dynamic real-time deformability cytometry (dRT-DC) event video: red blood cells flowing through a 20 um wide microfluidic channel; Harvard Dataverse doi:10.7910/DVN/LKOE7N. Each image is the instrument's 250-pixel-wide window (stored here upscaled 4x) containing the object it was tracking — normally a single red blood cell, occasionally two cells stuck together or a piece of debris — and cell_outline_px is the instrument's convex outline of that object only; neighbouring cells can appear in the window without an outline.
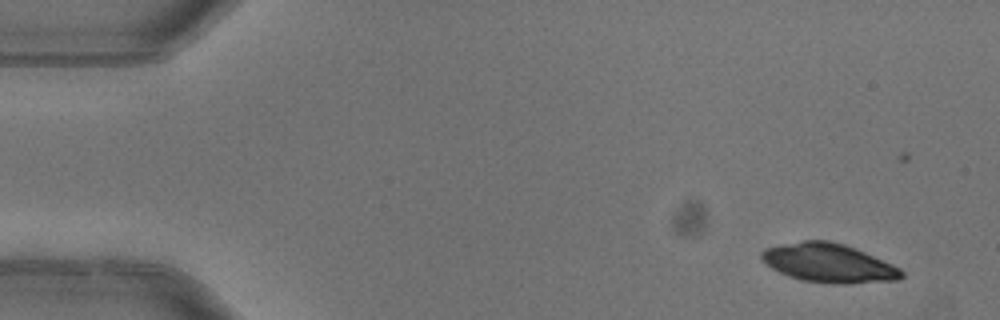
{"species": "common noctule bat (a hibernating species)", "species_latin": "Nyctalus noctula", "temperature_condition": "warm", "stored_images_in_passage": 4, "camera_frame_rate_fps": 3000, "um_per_image_px": 0.085, "animal": {"sex": "female"}, "frame": {"image": 1, "passage_image": 1, "time_ms": 0.0, "image_size_px": [1000, 320], "cell_outline_px": [[904, 276], [900, 280], [844, 284], [836, 284], [800, 280], [788, 276], [772, 268], [760, 256], [760, 252], [764, 248], [780, 244], [804, 240], [828, 240], [844, 244], [864, 252], [892, 264], [900, 268], [904, 272]], "centroid_in_image_um": [70.45, 22.36], "position_along_channel_um": 14.6, "area_um2": 31.73}}
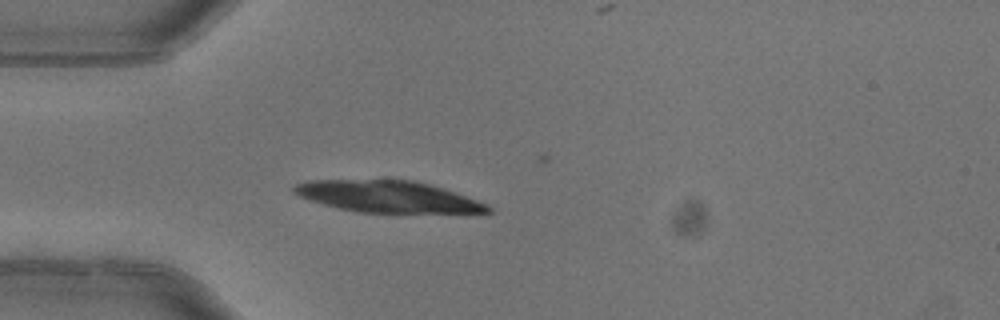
{"frame": {"image": 2, "passage_image": 4, "time_ms": 1.0, "image_size_px": [1000, 320], "cell_outline_px": [[492, 212], [356, 212], [336, 208], [308, 200], [292, 192], [292, 188], [296, 184], [308, 180], [416, 180], [488, 204], [492, 208]], "centroid_in_image_um": [32.87, 16.71], "position_along_channel_um": 52.1, "area_um2": 35.14}}